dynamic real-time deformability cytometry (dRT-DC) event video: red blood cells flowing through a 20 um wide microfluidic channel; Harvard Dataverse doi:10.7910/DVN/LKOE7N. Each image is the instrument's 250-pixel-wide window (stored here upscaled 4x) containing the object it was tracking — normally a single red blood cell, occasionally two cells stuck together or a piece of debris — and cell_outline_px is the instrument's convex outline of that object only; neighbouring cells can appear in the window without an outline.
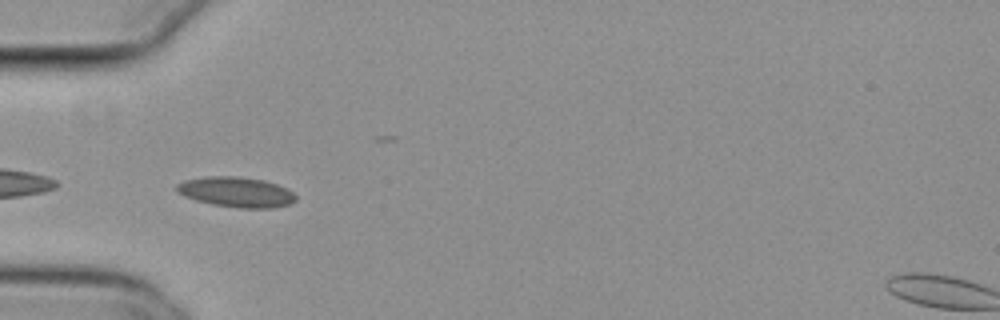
{"species": "common noctule bat (a hibernating species)", "species_latin": "Nyctalus noctula", "temperature_condition": "cold", "stored_images_in_passage": 34, "camera_frame_rate_fps": 3000, "um_per_image_px": 0.085, "animal": {"sex": "female", "body_mass_g": 29.2, "forearm_length_mm": 56.3}, "frame": {"image": 1, "passage_image": 2, "time_ms": 0.333, "image_size_px": [1000, 320], "cell_outline_px": [[296, 200], [292, 204], [272, 208], [240, 208], [212, 204], [196, 200], [184, 196], [176, 192], [176, 184], [184, 180], [204, 176], [240, 176], [264, 180], [288, 188], [296, 196]], "centroid_in_image_um": [20.08, 16.32], "position_along_channel_um": 64.9, "area_um2": 21.21}}
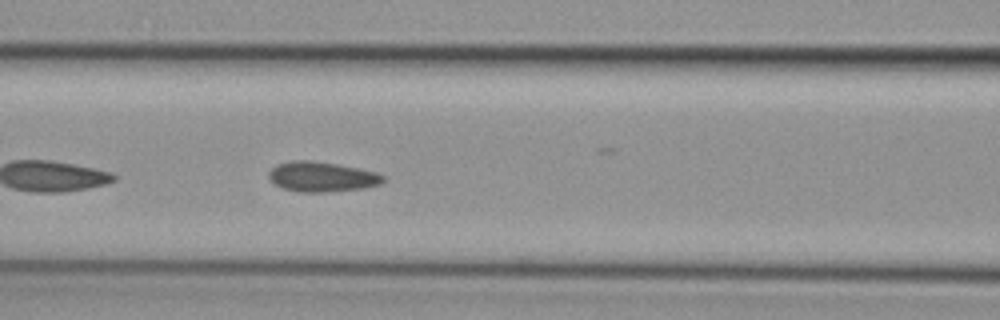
{"frame": {"image": 2, "passage_image": 8, "time_ms": 2.333, "image_size_px": [1000, 320], "cell_outline_px": [[384, 180], [380, 184], [364, 188], [324, 192], [300, 192], [284, 188], [276, 184], [268, 176], [268, 172], [276, 164], [292, 160], [312, 160], [336, 164], [376, 172], [384, 176]], "centroid_in_image_um": [27.34, 15.02], "position_along_channel_um": 139.3, "area_um2": 19.83}}
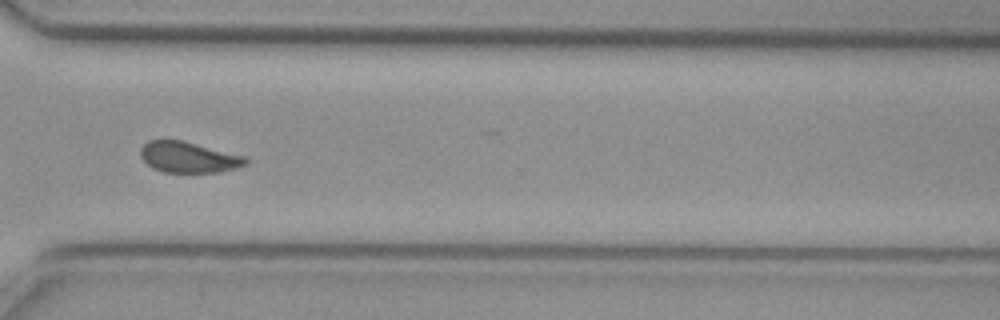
{"frame": {"image": 3, "passage_image": 25, "time_ms": 8.0, "image_size_px": [1000, 320], "cell_outline_px": [[248, 164], [236, 168], [220, 172], [164, 172], [152, 168], [140, 156], [140, 148], [148, 140], [184, 140], [248, 156]], "centroid_in_image_um": [16.08, 13.35], "position_along_channel_um": 354.5, "area_um2": 19.25}, "authors_computed_cell_mechanics": {"area_um2": 19.7676, "velocity_mm_per_s": 3.8026, "shape_relaxation_time_tau1_ms": null, "shape_relaxation_time_tau2_ms": 1.9337, "deformation_change_tau1": null, "deformation_change_tau2": 0.0575}}